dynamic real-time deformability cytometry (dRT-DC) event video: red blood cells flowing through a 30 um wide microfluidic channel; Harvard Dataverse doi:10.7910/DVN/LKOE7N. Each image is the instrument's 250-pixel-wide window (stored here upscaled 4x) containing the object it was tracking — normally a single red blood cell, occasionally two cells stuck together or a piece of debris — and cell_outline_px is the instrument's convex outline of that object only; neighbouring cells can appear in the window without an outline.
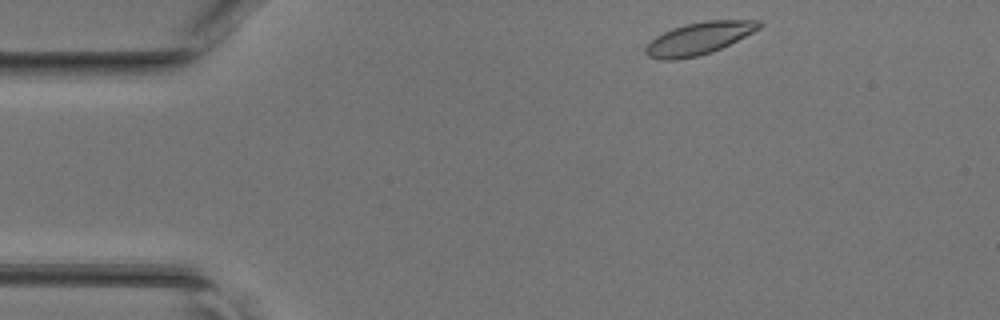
{"species": "common noctule bat (a hibernating species)", "species_latin": "Nyctalus noctula", "temperature_condition": "room temperature", "stored_images_in_passage": 40, "camera_frame_rate_fps": 3000, "um_per_image_px": 0.085, "animal": {"sex": "female", "body_mass_g": 17.0, "forearm_length_mm": 48.0}, "frame": {"image": 1, "passage_image": 1, "time_ms": 0.0, "image_size_px": [1000, 320], "cell_outline_px": [[764, 24], [760, 28], [712, 52], [696, 56], [676, 60], [660, 60], [648, 56], [644, 52], [644, 48], [656, 36], [672, 28], [684, 24], [704, 20], [760, 20]], "centroid_in_image_um": [59.38, 3.26], "position_along_channel_um": 25.6, "area_um2": 21.27}}
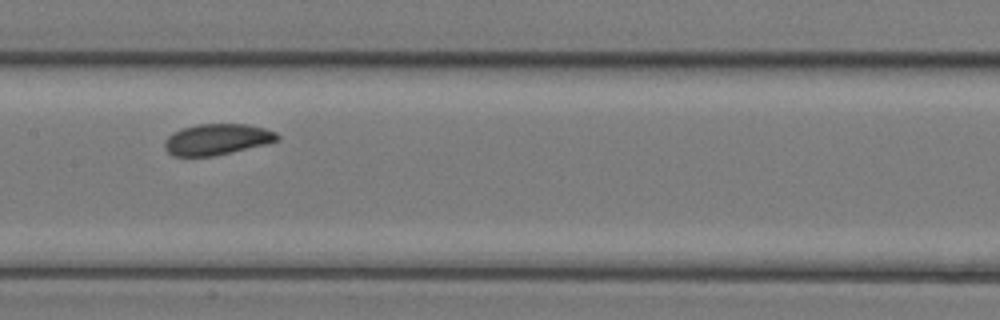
{"frame": {"image": 2, "passage_image": 17, "time_ms": 5.333, "image_size_px": [1000, 320], "cell_outline_px": [[280, 140], [268, 144], [212, 156], [172, 156], [164, 148], [164, 140], [168, 136], [184, 128], [196, 124], [248, 124], [264, 128], [276, 132], [280, 136]], "centroid_in_image_um": [18.48, 11.85], "position_along_channel_um": 188.9, "area_um2": 20.4}}
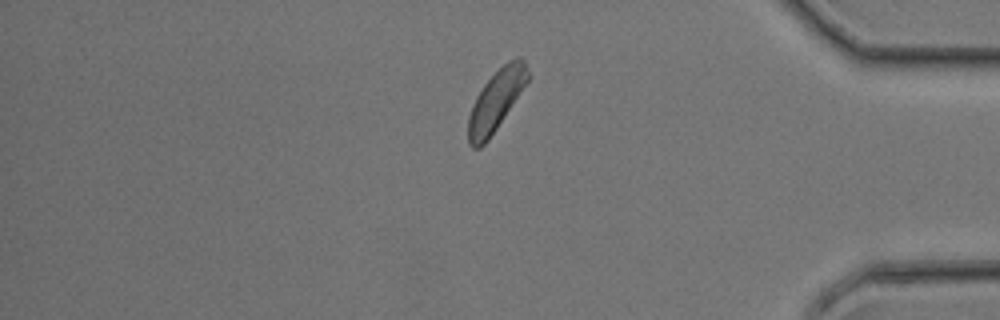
{"frame": {"image": 3, "passage_image": 33, "time_ms": 10.667, "image_size_px": [1000, 320], "cell_outline_px": [[528, 80], [488, 140], [480, 148], [472, 148], [468, 144], [468, 116], [472, 104], [476, 96], [484, 84], [508, 60], [516, 56], [520, 56], [524, 60], [528, 72]], "centroid_in_image_um": [42.12, 8.55], "position_along_channel_um": 393.1, "area_um2": 20.58}}